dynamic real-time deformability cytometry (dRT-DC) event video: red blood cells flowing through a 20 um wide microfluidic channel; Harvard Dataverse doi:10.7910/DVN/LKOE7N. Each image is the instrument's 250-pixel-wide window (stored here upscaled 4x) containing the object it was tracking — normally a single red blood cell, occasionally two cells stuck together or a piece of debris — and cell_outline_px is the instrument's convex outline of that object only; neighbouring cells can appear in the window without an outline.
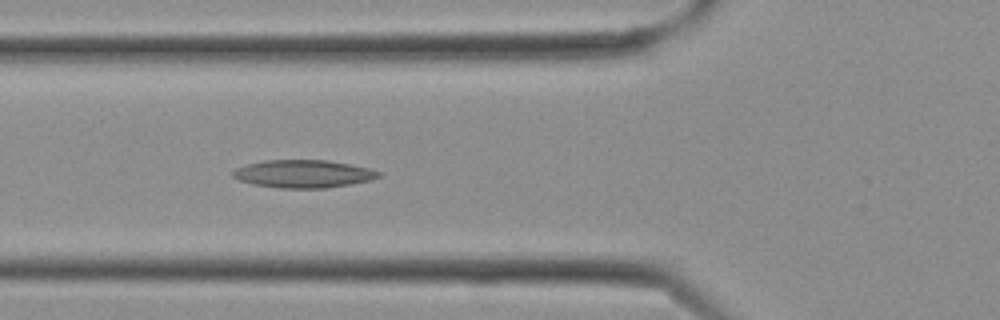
{"species": "Egyptian fruit bat (a non-hibernating species)", "species_latin": "Rousettus aegyptiacus", "temperature_condition": "cold", "stored_images_in_passage": 7, "camera_frame_rate_fps": 3000, "um_per_image_px": 0.085, "frame": {"image": 1, "passage_image": 7, "time_ms": 2.0, "image_size_px": [1000, 320], "cell_outline_px": [[380, 176], [372, 180], [352, 184], [324, 188], [280, 188], [252, 184], [240, 180], [232, 176], [232, 172], [236, 168], [248, 164], [264, 160], [328, 160], [368, 168], [380, 172]], "centroid_in_image_um": [25.78, 14.78], "position_along_channel_um": 100.0, "area_um2": 23.52}}